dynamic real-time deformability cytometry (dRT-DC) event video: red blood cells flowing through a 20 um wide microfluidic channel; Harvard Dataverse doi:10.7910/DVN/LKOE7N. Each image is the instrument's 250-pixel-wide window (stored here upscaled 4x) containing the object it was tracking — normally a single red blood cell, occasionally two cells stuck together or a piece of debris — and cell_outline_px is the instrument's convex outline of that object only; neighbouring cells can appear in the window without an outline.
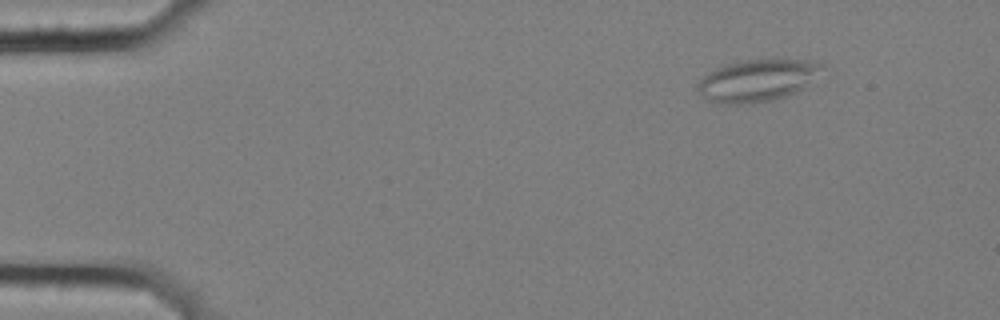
{"species": "common noctule bat (a hibernating species)", "species_latin": "Nyctalus noctula", "temperature_condition": "cold", "stored_images_in_passage": 5, "camera_frame_rate_fps": 3000, "um_per_image_px": 0.085, "animal": {"sex": "female", "body_mass_g": 25.1}, "frame": {"image": 1, "passage_image": 2, "time_ms": 0.333, "image_size_px": [1000, 320], "cell_outline_px": [[824, 68], [800, 88], [784, 96], [772, 100], [740, 104], [716, 104], [704, 96], [696, 88], [696, 84], [708, 72], [724, 64], [744, 60], [812, 60], [824, 64]], "centroid_in_image_um": [64.3, 6.82], "position_along_channel_um": 20.7, "area_um2": 29.82}}